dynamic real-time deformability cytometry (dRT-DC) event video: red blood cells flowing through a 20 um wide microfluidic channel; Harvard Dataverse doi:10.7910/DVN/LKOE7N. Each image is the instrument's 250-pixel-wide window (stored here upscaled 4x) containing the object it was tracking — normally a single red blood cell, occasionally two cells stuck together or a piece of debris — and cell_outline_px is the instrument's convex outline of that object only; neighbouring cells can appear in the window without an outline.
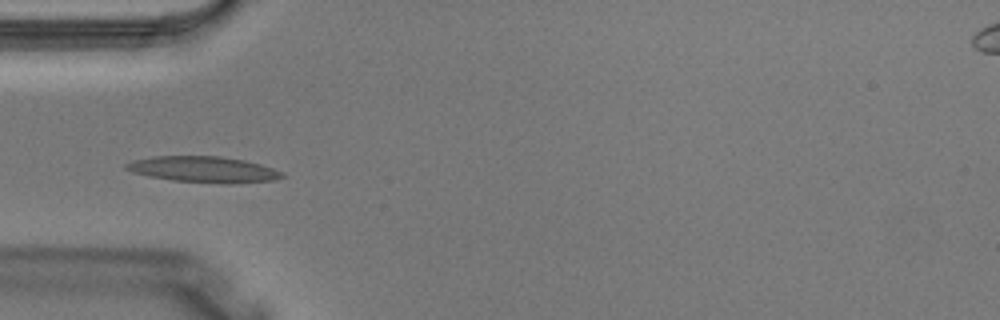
{"species": "Egyptian fruit bat (a non-hibernating species)", "species_latin": "Rousettus aegyptiacus", "temperature_condition": "warm", "stored_images_in_passage": 2, "camera_frame_rate_fps": 3000, "um_per_image_px": 0.085, "animal": {"sex": "male"}, "frame": {"image": 1, "passage_image": 2, "time_ms": 0.333, "image_size_px": [1000, 320], "cell_outline_px": [[288, 176], [272, 180], [228, 184], [220, 184], [172, 180], [148, 176], [132, 172], [124, 168], [124, 164], [132, 160], [152, 156], [220, 156], [244, 160], [260, 164], [284, 172]], "centroid_in_image_um": [17.29, 14.4], "position_along_channel_um": 67.7, "area_um2": 23.87}}